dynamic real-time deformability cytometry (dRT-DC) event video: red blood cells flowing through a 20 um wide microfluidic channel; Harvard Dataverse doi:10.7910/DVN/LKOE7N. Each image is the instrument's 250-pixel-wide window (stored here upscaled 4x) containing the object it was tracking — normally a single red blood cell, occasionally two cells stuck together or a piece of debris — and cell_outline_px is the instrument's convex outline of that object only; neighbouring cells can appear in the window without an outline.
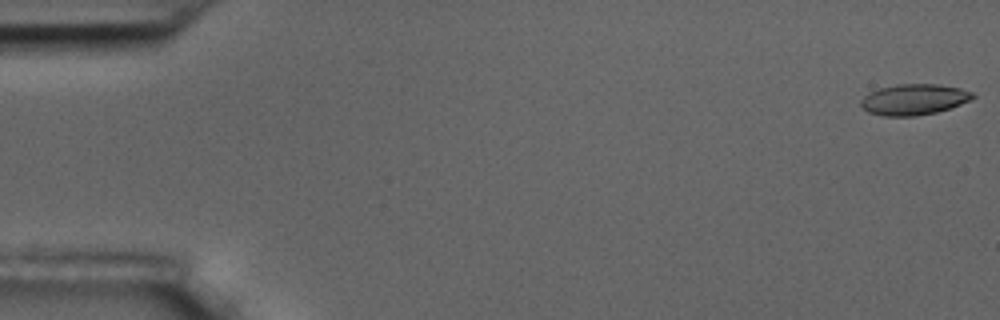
{"species": "common noctule bat (a hibernating species)", "species_latin": "Nyctalus noctula", "temperature_condition": "room temperature", "stored_images_in_passage": 56, "camera_frame_rate_fps": 3000, "um_per_image_px": 0.085, "animal": {"sex": "male", "body_mass_g": 17.5, "forearm_length_mm": 52.3}, "frame": {"image": 1, "passage_image": 1, "time_ms": 0.0, "image_size_px": [1000, 320], "cell_outline_px": [[976, 96], [972, 100], [936, 112], [916, 116], [884, 116], [868, 112], [860, 104], [860, 100], [868, 92], [880, 88], [896, 84], [936, 84], [960, 88], [972, 92]], "centroid_in_image_um": [77.67, 8.45], "position_along_channel_um": 7.3, "area_um2": 20.11}}
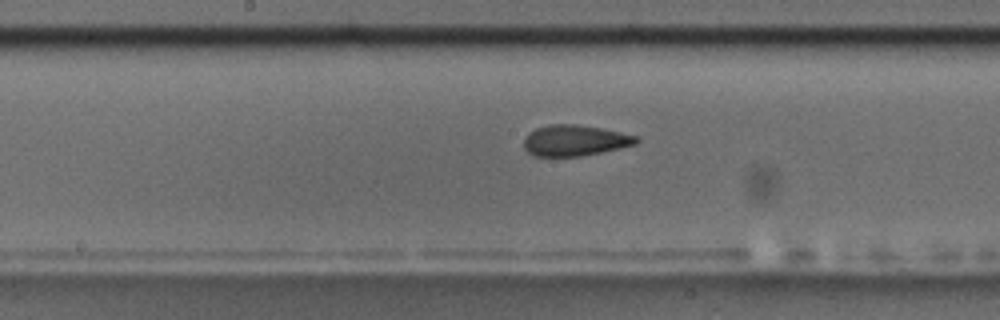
{"frame": {"image": 2, "passage_image": 29, "time_ms": 9.333, "image_size_px": [1000, 320], "cell_outline_px": [[640, 140], [636, 144], [620, 148], [580, 156], [536, 156], [528, 152], [524, 148], [524, 140], [528, 132], [536, 128], [548, 124], [576, 124], [600, 128], [620, 132], [636, 136]], "centroid_in_image_um": [48.84, 11.93], "position_along_channel_um": 199.4, "area_um2": 20.17}}
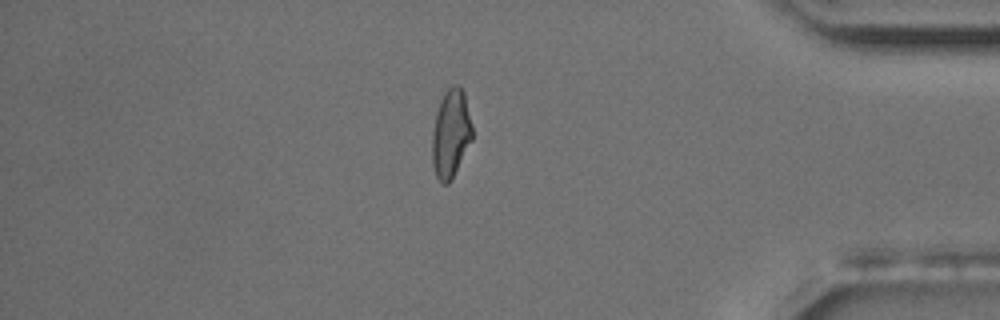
{"frame": {"image": 3, "passage_image": 48, "time_ms": 15.667, "image_size_px": [1000, 320], "cell_outline_px": [[472, 140], [452, 180], [448, 184], [440, 184], [436, 176], [432, 164], [432, 132], [436, 112], [440, 100], [444, 92], [452, 84], [460, 84], [464, 92], [472, 124]], "centroid_in_image_um": [38.31, 11.36], "position_along_channel_um": 396.9, "area_um2": 21.04}, "authors_computed_cell_mechanics": {"area_um2": 20.4612, "velocity_mm_per_s": 3.6163, "shape_relaxation_time_tau1_ms": 9.2056, "shape_relaxation_time_tau2_ms": 2.0851, "deformation_change_tau1": 0.2138, "deformation_change_tau2": 0.0868}}